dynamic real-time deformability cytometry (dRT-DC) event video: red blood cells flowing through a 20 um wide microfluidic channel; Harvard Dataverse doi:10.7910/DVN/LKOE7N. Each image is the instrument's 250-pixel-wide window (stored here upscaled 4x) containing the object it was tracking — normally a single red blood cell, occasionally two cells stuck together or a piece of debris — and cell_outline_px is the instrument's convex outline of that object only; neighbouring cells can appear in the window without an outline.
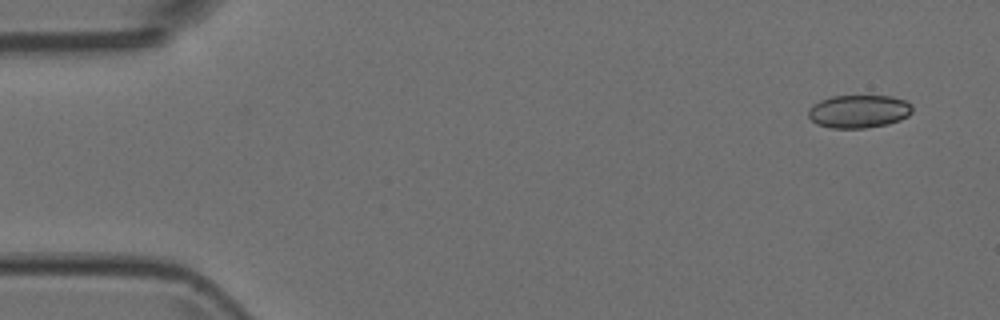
{"species": "Egyptian fruit bat (a non-hibernating species)", "species_latin": "Rousettus aegyptiacus", "temperature_condition": "room temperature", "stored_images_in_passage": 7, "camera_frame_rate_fps": 3000, "um_per_image_px": 0.085, "animal": {"sex": "female"}, "frame": {"image": 1, "passage_image": 1, "time_ms": 0.0, "image_size_px": [1000, 320], "cell_outline_px": [[912, 112], [908, 116], [900, 120], [888, 124], [864, 128], [832, 128], [816, 124], [808, 116], [808, 112], [812, 104], [820, 100], [832, 96], [892, 96], [904, 100], [912, 104]], "centroid_in_image_um": [73.0, 9.46], "position_along_channel_um": 12.0, "area_um2": 20.11}}
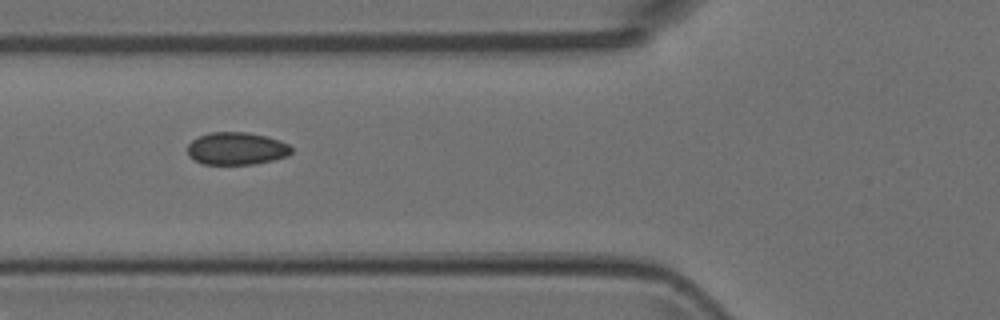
{"frame": {"image": 2, "passage_image": 5, "time_ms": 1.333, "image_size_px": [1000, 320], "cell_outline_px": [[292, 152], [288, 156], [272, 160], [252, 164], [204, 164], [188, 156], [188, 144], [192, 140], [208, 132], [244, 132], [264, 136], [280, 140], [288, 144], [292, 148]], "centroid_in_image_um": [20.1, 12.62], "position_along_channel_um": 105.7, "area_um2": 19.59}}
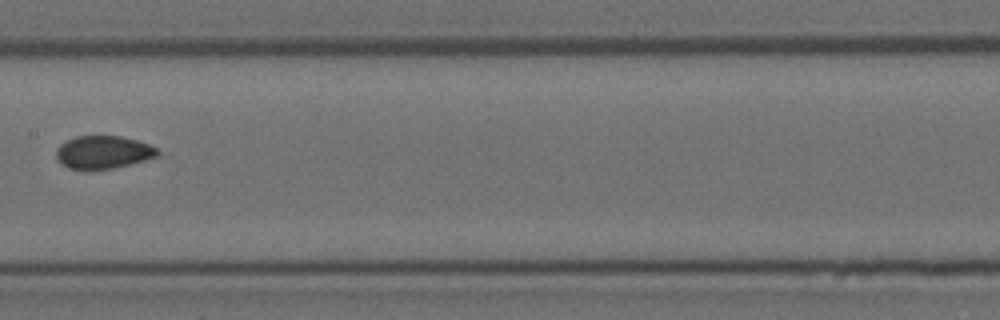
{"frame": {"image": 3, "passage_image": 7, "time_ms": 2.0, "image_size_px": [1000, 320], "cell_outline_px": [[160, 152], [156, 156], [144, 160], [112, 168], [88, 172], [68, 168], [56, 156], [56, 148], [60, 144], [76, 136], [120, 136], [136, 140], [148, 144], [156, 148]], "centroid_in_image_um": [8.73, 12.96], "position_along_channel_um": 198.7, "area_um2": 19.48}}